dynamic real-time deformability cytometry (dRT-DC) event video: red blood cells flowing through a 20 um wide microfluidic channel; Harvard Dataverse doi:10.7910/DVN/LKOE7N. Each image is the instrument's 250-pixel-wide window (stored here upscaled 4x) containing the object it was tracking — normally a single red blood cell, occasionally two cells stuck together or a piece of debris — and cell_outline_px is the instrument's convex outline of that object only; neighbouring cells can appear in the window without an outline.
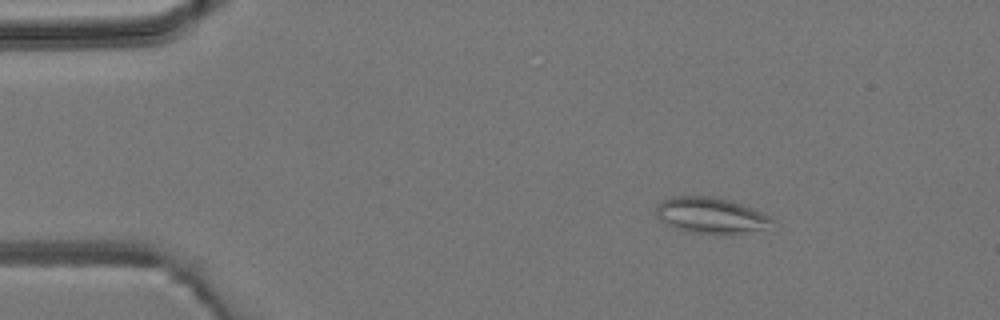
{"species": "common noctule bat (a hibernating species)", "species_latin": "Nyctalus noctula", "temperature_condition": "room temperature", "stored_images_in_passage": 4, "camera_frame_rate_fps": 3000, "um_per_image_px": 0.085, "animal": {"sex": "male", "body_mass_g": 19.2, "forearm_length_mm": 51.8}, "frame": {"image": 1, "passage_image": 2, "time_ms": 1.333, "image_size_px": [1000, 320], "cell_outline_px": [[772, 220], [760, 228], [740, 232], [692, 232], [676, 228], [668, 224], [656, 212], [656, 204], [672, 196], [712, 196], [728, 200], [752, 208], [768, 216]], "centroid_in_image_um": [60.32, 18.25], "position_along_channel_um": 24.7, "area_um2": 22.83}}